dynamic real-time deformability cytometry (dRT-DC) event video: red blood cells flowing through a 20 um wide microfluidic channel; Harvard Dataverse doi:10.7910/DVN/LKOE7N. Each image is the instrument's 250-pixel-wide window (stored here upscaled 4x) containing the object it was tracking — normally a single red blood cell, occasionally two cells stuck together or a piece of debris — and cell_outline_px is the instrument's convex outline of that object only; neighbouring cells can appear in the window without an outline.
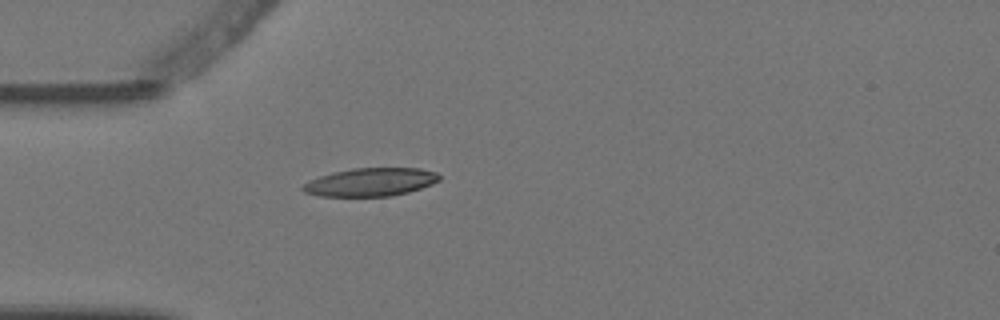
{"species": "Egyptian fruit bat (a non-hibernating species)", "species_latin": "Rousettus aegyptiacus", "temperature_condition": "warm", "stored_images_in_passage": 5, "camera_frame_rate_fps": 3000, "um_per_image_px": 0.085, "animal": {"sex": "female"}, "frame": {"image": 1, "passage_image": 5, "time_ms": 1.333, "image_size_px": [1000, 320], "cell_outline_px": [[440, 180], [432, 184], [408, 192], [388, 196], [320, 196], [304, 192], [300, 188], [304, 184], [320, 176], [332, 172], [352, 168], [420, 168], [436, 172], [440, 176]], "centroid_in_image_um": [31.51, 15.47], "position_along_channel_um": 53.5, "area_um2": 22.31}}